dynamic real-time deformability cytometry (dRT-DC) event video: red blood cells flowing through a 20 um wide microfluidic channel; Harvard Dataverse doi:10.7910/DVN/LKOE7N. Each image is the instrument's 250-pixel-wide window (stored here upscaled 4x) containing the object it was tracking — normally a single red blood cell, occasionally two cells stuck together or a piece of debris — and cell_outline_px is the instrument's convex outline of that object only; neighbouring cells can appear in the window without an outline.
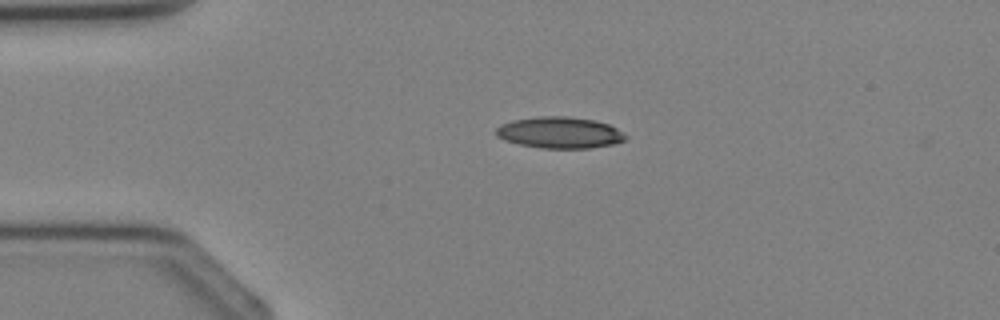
{"species": "Egyptian fruit bat (a non-hibernating species)", "species_latin": "Rousettus aegyptiacus", "temperature_condition": "cold", "stored_images_in_passage": 4, "camera_frame_rate_fps": 3000, "um_per_image_px": 0.085, "animal": {"sex": "female"}, "frame": {"image": 1, "passage_image": 4, "time_ms": 3.333, "image_size_px": [1000, 320], "cell_outline_px": [[628, 136], [624, 140], [616, 144], [592, 148], [540, 148], [520, 144], [504, 140], [496, 136], [496, 128], [500, 124], [512, 120], [540, 116], [568, 116], [596, 120], [608, 124], [616, 128]], "centroid_in_image_um": [47.58, 11.27], "position_along_channel_um": 37.4, "area_um2": 23.87}}